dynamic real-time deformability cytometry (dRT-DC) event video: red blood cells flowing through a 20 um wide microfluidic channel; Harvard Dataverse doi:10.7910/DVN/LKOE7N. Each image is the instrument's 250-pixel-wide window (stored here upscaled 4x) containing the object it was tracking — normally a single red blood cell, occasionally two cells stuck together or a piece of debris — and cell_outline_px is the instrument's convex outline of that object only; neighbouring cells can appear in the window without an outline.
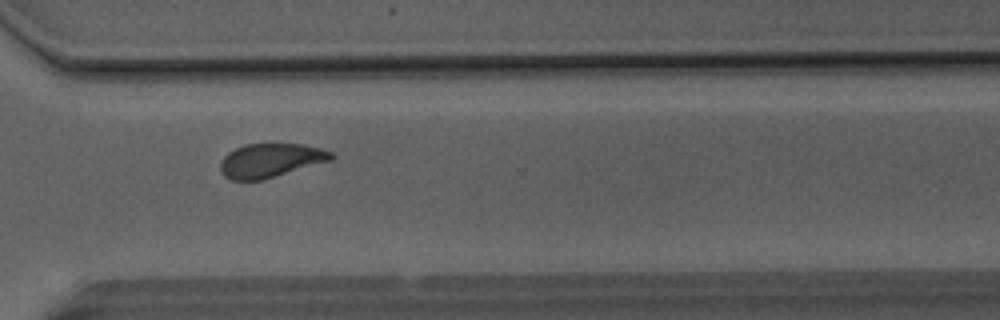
{"species": "Egyptian fruit bat (a non-hibernating species)", "species_latin": "Rousettus aegyptiacus", "temperature_condition": "room temperature", "stored_images_in_passage": 47, "camera_frame_rate_fps": 3000, "um_per_image_px": 0.085, "animal": {"sex": "male"}, "frame": {"image": 1, "passage_image": 34, "time_ms": 11.0, "image_size_px": [1000, 320], "cell_outline_px": [[336, 156], [332, 160], [260, 180], [232, 180], [224, 176], [220, 172], [220, 164], [224, 156], [228, 152], [244, 144], [304, 144], [320, 148], [332, 152]], "centroid_in_image_um": [22.99, 13.62], "position_along_channel_um": 347.6, "area_um2": 21.79}}
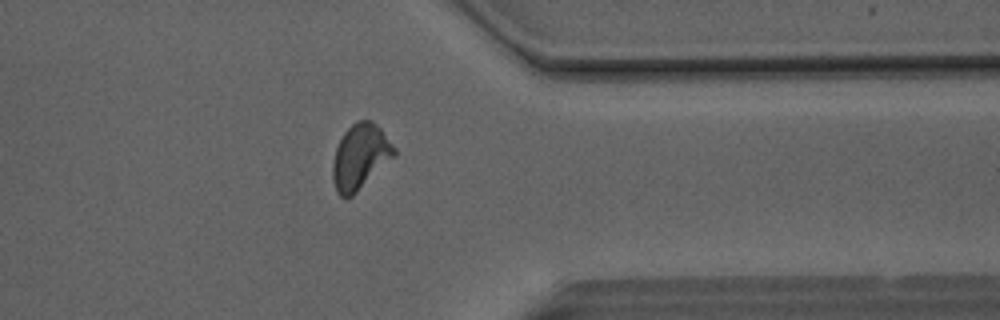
{"frame": {"image": 2, "passage_image": 37, "time_ms": 12.0, "image_size_px": [1000, 320], "cell_outline_px": [[396, 156], [352, 196], [340, 196], [336, 192], [332, 180], [332, 164], [336, 148], [344, 132], [356, 120], [372, 120], [380, 128], [396, 148]], "centroid_in_image_um": [30.62, 13.31], "position_along_channel_um": 380.8, "area_um2": 23.41}}
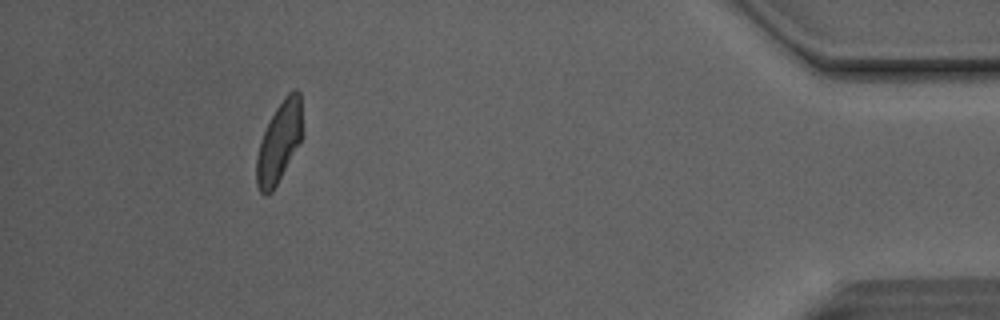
{"frame": {"image": 3, "passage_image": 43, "time_ms": 14.0, "image_size_px": [1000, 320], "cell_outline_px": [[304, 132], [300, 140], [272, 192], [264, 196], [260, 192], [256, 184], [256, 156], [260, 140], [276, 108], [284, 96], [288, 92], [296, 88], [300, 92]], "centroid_in_image_um": [23.73, 12.04], "position_along_channel_um": 411.5, "area_um2": 21.5}, "authors_computed_cell_mechanics": {"area_um2": 22.5998, "velocity_mm_per_s": 4.1151, "shape_relaxation_time_tau1_ms": 4.0129, "shape_relaxation_time_tau2_ms": 1.3722, "deformation_change_tau1": 0.124, "deformation_change_tau2": 0.0618}}